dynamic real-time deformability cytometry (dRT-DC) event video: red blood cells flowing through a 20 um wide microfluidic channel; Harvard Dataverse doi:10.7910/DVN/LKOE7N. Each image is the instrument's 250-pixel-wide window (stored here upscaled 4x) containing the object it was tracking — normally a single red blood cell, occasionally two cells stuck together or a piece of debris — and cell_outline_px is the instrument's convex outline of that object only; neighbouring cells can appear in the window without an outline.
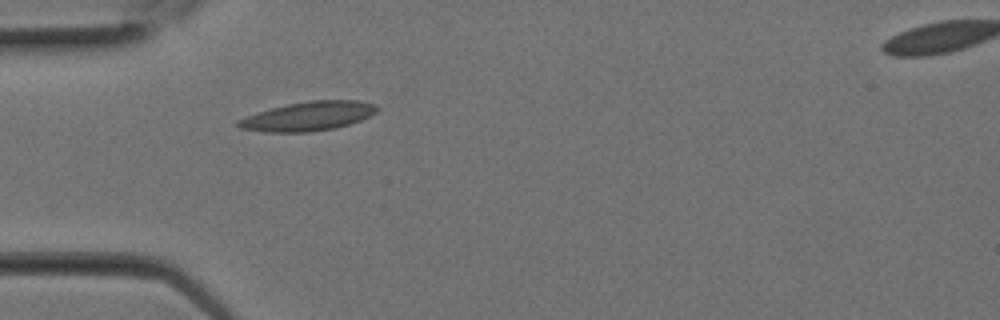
{"species": "Egyptian fruit bat (a non-hibernating species)", "species_latin": "Rousettus aegyptiacus", "temperature_condition": "room temperature", "stored_images_in_passage": 4, "segment_of_instrument_passage": [1, 2], "camera_frame_rate_fps": 3000, "um_per_image_px": 0.085, "animal": {"sex": "female"}, "frame": {"image": 1, "passage_image": 3, "time_ms": 0.667, "image_size_px": [1000, 320], "cell_outline_px": [[380, 108], [376, 112], [360, 120], [336, 128], [312, 132], [264, 132], [240, 128], [236, 124], [236, 120], [272, 108], [288, 104], [312, 100], [356, 100], [376, 104]], "centroid_in_image_um": [26.22, 9.88], "position_along_channel_um": 58.8, "area_um2": 23.41}}